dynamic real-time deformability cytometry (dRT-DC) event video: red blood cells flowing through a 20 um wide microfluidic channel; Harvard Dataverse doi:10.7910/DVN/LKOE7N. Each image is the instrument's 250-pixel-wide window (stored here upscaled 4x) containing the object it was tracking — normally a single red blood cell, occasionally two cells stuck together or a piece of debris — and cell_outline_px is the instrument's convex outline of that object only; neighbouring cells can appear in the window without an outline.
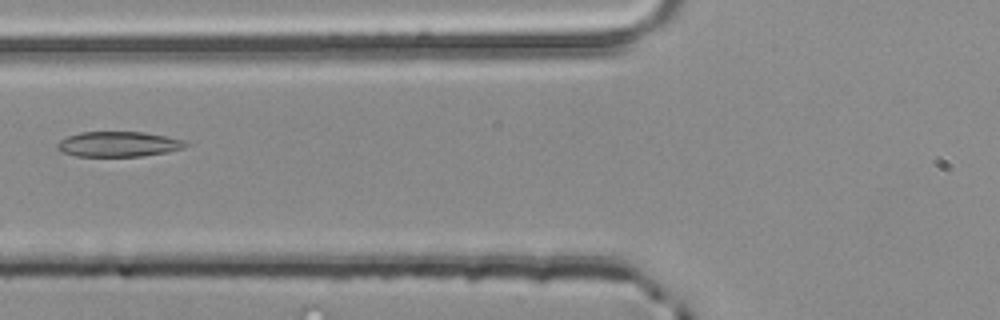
{"species": "common noctule bat (a hibernating species)", "species_latin": "Nyctalus noctula", "temperature_condition": "room temperature", "stored_images_in_passage": 3, "camera_frame_rate_fps": 3000, "um_per_image_px": 0.085, "animal": {"sex": "male", "body_mass_g": 20.4}, "frame": {"image": 1, "passage_image": 3, "time_ms": 0.667, "image_size_px": [1000, 320], "cell_outline_px": [[188, 144], [184, 148], [168, 152], [140, 156], [76, 156], [64, 152], [56, 148], [56, 144], [60, 140], [68, 136], [80, 132], [144, 132], [184, 140]], "centroid_in_image_um": [10.06, 12.25], "position_along_channel_um": 115.7, "area_um2": 18.73}}